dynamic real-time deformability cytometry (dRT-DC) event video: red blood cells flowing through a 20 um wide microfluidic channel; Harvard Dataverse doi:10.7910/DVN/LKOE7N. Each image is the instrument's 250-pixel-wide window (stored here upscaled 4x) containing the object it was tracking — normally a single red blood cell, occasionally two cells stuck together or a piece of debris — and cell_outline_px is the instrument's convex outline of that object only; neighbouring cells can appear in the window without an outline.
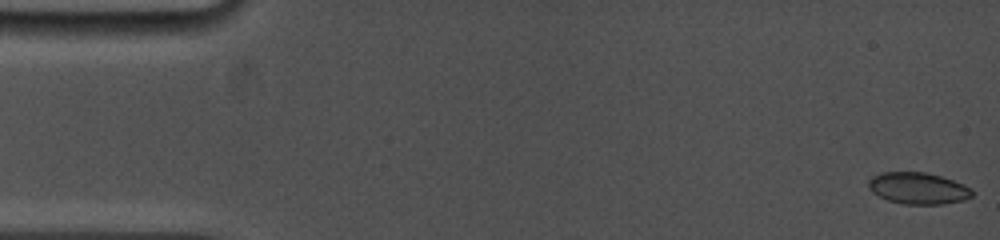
{"species": "common noctule bat (a hibernating species)", "species_latin": "Nyctalus noctula", "temperature_condition": "cold", "stored_images_in_passage": 16, "camera_frame_rate_fps": 5000, "um_per_image_px": 0.085, "animal": {"sex": "female", "body_mass_g": 19.0, "forearm_length_mm": 53.3}, "frame": {"image": 1, "passage_image": 1, "time_ms": 0.0, "image_size_px": [1000, 240], "cell_outline_px": [[976, 192], [972, 196], [964, 200], [944, 204], [904, 204], [888, 200], [872, 192], [868, 188], [868, 180], [872, 176], [884, 172], [924, 172], [940, 176], [964, 184], [972, 188]], "centroid_in_image_um": [78.07, 16.0], "position_along_channel_um": 6.9, "area_um2": 19.19}}
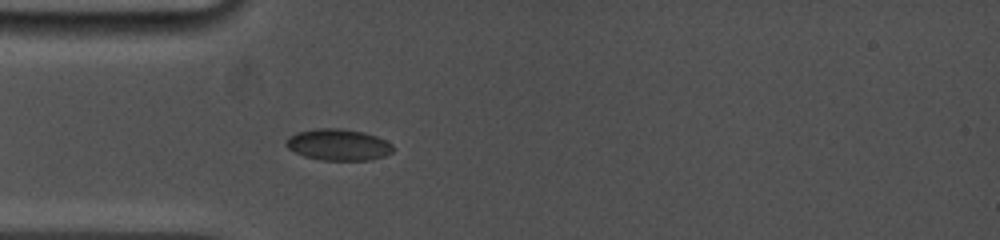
{"frame": {"image": 2, "passage_image": 16, "time_ms": 4.6, "image_size_px": [1000, 240], "cell_outline_px": [[392, 152], [384, 156], [372, 160], [320, 160], [304, 156], [288, 148], [284, 144], [284, 140], [288, 136], [296, 132], [316, 128], [340, 128], [364, 132], [376, 136], [392, 144]], "centroid_in_image_um": [28.71, 12.29], "position_along_channel_um": 56.3, "area_um2": 19.71}}